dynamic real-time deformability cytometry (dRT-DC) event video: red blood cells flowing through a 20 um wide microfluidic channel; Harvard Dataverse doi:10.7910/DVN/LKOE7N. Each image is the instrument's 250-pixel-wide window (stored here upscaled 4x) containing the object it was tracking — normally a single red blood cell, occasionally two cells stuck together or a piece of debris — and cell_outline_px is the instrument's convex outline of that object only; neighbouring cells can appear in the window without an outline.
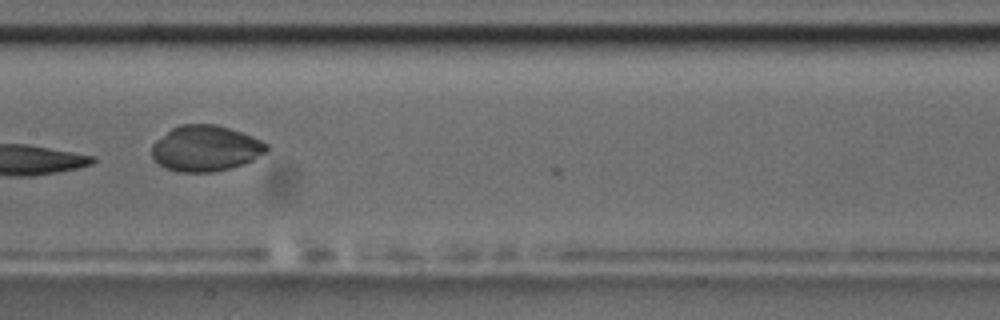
{"species": "common noctule bat (a hibernating species)", "species_latin": "Nyctalus noctula", "temperature_condition": "room temperature", "stored_images_in_passage": 7, "camera_frame_rate_fps": 3000, "um_per_image_px": 0.085, "animal": {"sex": "male", "body_mass_g": 17.5, "forearm_length_mm": 52.3}, "frame": {"image": 1, "passage_image": 6, "time_ms": 1.667, "image_size_px": [1000, 320], "cell_outline_px": [[268, 152], [244, 164], [212, 172], [176, 172], [164, 168], [152, 156], [152, 144], [156, 140], [172, 128], [180, 124], [216, 124], [252, 136], [268, 144]], "centroid_in_image_um": [17.47, 12.61], "position_along_channel_um": 189.9, "area_um2": 30.63}}